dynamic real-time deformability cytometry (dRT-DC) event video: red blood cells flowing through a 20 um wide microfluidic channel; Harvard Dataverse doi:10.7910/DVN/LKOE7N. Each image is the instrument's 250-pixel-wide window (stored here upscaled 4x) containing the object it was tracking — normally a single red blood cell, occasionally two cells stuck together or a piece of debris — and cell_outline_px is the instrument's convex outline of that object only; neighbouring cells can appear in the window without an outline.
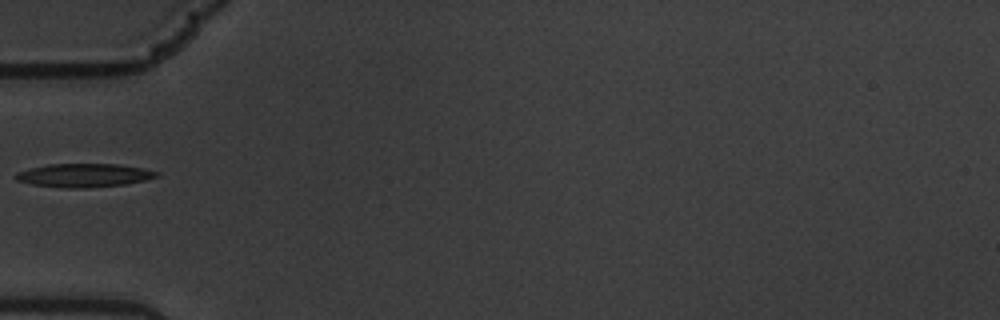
{"species": "common noctule bat (a hibernating species)", "species_latin": "Nyctalus noctula", "temperature_condition": "warm", "stored_images_in_passage": 38, "camera_frame_rate_fps": 3000, "um_per_image_px": 0.085, "animal": {"sex": "male", "body_mass_g": 19.5, "forearm_length_mm": 54.6}, "frame": {"image": 1, "passage_image": 1, "time_ms": 0.0, "image_size_px": [1000, 320], "cell_outline_px": [[160, 176], [148, 180], [124, 184], [88, 188], [68, 188], [32, 184], [16, 180], [16, 172], [28, 168], [48, 164], [116, 164], [144, 168], [160, 172]], "centroid_in_image_um": [7.19, 14.9], "position_along_channel_um": 77.8, "area_um2": 19.42}}